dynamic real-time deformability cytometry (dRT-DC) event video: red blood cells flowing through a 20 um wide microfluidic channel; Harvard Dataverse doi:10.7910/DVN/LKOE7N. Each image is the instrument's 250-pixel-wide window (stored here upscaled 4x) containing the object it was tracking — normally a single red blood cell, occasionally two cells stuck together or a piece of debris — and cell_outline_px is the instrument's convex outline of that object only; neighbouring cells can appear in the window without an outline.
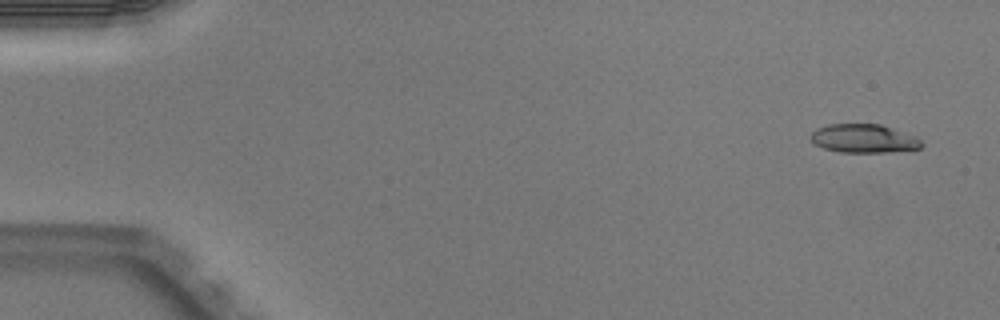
{"species": "Egyptian fruit bat (a non-hibernating species)", "species_latin": "Rousettus aegyptiacus", "temperature_condition": "warm", "stored_images_in_passage": 5, "camera_frame_rate_fps": 3000, "um_per_image_px": 0.085, "animal": {"sex": "male"}, "frame": {"image": 1, "passage_image": 1, "time_ms": 0.0, "image_size_px": [1000, 320], "cell_outline_px": [[924, 144], [920, 148], [884, 152], [840, 152], [824, 148], [812, 144], [808, 136], [816, 128], [828, 124], [880, 124], [916, 136]], "centroid_in_image_um": [73.36, 11.77], "position_along_channel_um": 11.6, "area_um2": 18.55}}
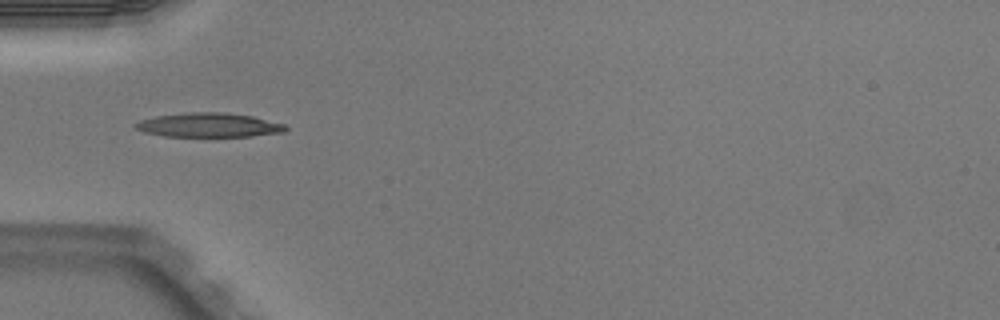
{"frame": {"image": 2, "passage_image": 5, "time_ms": 1.333, "image_size_px": [1000, 320], "cell_outline_px": [[288, 128], [284, 132], [252, 136], [164, 136], [144, 132], [136, 128], [132, 124], [140, 120], [156, 116], [188, 112], [228, 112], [252, 116], [284, 124]], "centroid_in_image_um": [17.74, 10.62], "position_along_channel_um": 67.3, "area_um2": 21.15}}